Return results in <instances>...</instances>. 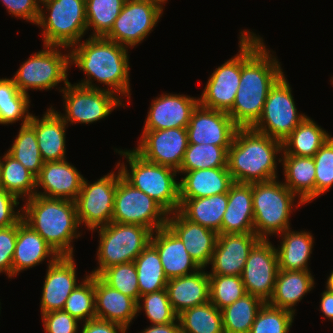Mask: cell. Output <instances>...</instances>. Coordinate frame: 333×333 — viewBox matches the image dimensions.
<instances>
[{
  "mask_svg": "<svg viewBox=\"0 0 333 333\" xmlns=\"http://www.w3.org/2000/svg\"><path fill=\"white\" fill-rule=\"evenodd\" d=\"M43 50L34 53L24 61L13 76L17 88L26 95L31 90H50L59 83L68 81L70 50L62 46L44 45ZM59 48L66 49L63 54Z\"/></svg>",
  "mask_w": 333,
  "mask_h": 333,
  "instance_id": "cell-9",
  "label": "cell"
},
{
  "mask_svg": "<svg viewBox=\"0 0 333 333\" xmlns=\"http://www.w3.org/2000/svg\"><path fill=\"white\" fill-rule=\"evenodd\" d=\"M140 333H181L178 318L167 324H151Z\"/></svg>",
  "mask_w": 333,
  "mask_h": 333,
  "instance_id": "cell-55",
  "label": "cell"
},
{
  "mask_svg": "<svg viewBox=\"0 0 333 333\" xmlns=\"http://www.w3.org/2000/svg\"><path fill=\"white\" fill-rule=\"evenodd\" d=\"M80 333H126L127 327L109 321L92 319L84 322Z\"/></svg>",
  "mask_w": 333,
  "mask_h": 333,
  "instance_id": "cell-54",
  "label": "cell"
},
{
  "mask_svg": "<svg viewBox=\"0 0 333 333\" xmlns=\"http://www.w3.org/2000/svg\"><path fill=\"white\" fill-rule=\"evenodd\" d=\"M254 232L252 183L234 182L228 192V204L222 218L221 234Z\"/></svg>",
  "mask_w": 333,
  "mask_h": 333,
  "instance_id": "cell-28",
  "label": "cell"
},
{
  "mask_svg": "<svg viewBox=\"0 0 333 333\" xmlns=\"http://www.w3.org/2000/svg\"><path fill=\"white\" fill-rule=\"evenodd\" d=\"M184 174L179 181L180 198H203L228 193L234 183L227 167L193 171H178Z\"/></svg>",
  "mask_w": 333,
  "mask_h": 333,
  "instance_id": "cell-30",
  "label": "cell"
},
{
  "mask_svg": "<svg viewBox=\"0 0 333 333\" xmlns=\"http://www.w3.org/2000/svg\"><path fill=\"white\" fill-rule=\"evenodd\" d=\"M282 151V141L252 128H238L227 151V169L239 183L278 179L277 161L281 163L278 155Z\"/></svg>",
  "mask_w": 333,
  "mask_h": 333,
  "instance_id": "cell-3",
  "label": "cell"
},
{
  "mask_svg": "<svg viewBox=\"0 0 333 333\" xmlns=\"http://www.w3.org/2000/svg\"><path fill=\"white\" fill-rule=\"evenodd\" d=\"M283 184L304 204L315 200V162L313 157L282 155Z\"/></svg>",
  "mask_w": 333,
  "mask_h": 333,
  "instance_id": "cell-33",
  "label": "cell"
},
{
  "mask_svg": "<svg viewBox=\"0 0 333 333\" xmlns=\"http://www.w3.org/2000/svg\"><path fill=\"white\" fill-rule=\"evenodd\" d=\"M45 333H78L79 321L63 310L41 314Z\"/></svg>",
  "mask_w": 333,
  "mask_h": 333,
  "instance_id": "cell-51",
  "label": "cell"
},
{
  "mask_svg": "<svg viewBox=\"0 0 333 333\" xmlns=\"http://www.w3.org/2000/svg\"><path fill=\"white\" fill-rule=\"evenodd\" d=\"M96 319L114 322L127 328L138 316L137 302L107 285L94 275Z\"/></svg>",
  "mask_w": 333,
  "mask_h": 333,
  "instance_id": "cell-27",
  "label": "cell"
},
{
  "mask_svg": "<svg viewBox=\"0 0 333 333\" xmlns=\"http://www.w3.org/2000/svg\"><path fill=\"white\" fill-rule=\"evenodd\" d=\"M43 117L31 115L29 124L35 129L38 148L44 162L65 160L67 123L51 106Z\"/></svg>",
  "mask_w": 333,
  "mask_h": 333,
  "instance_id": "cell-26",
  "label": "cell"
},
{
  "mask_svg": "<svg viewBox=\"0 0 333 333\" xmlns=\"http://www.w3.org/2000/svg\"><path fill=\"white\" fill-rule=\"evenodd\" d=\"M60 256L53 248L22 219L17 223V240L12 259V278L48 259V264Z\"/></svg>",
  "mask_w": 333,
  "mask_h": 333,
  "instance_id": "cell-25",
  "label": "cell"
},
{
  "mask_svg": "<svg viewBox=\"0 0 333 333\" xmlns=\"http://www.w3.org/2000/svg\"><path fill=\"white\" fill-rule=\"evenodd\" d=\"M137 310L138 314L144 310L151 324L172 323L178 317L171 306L166 289L140 296Z\"/></svg>",
  "mask_w": 333,
  "mask_h": 333,
  "instance_id": "cell-48",
  "label": "cell"
},
{
  "mask_svg": "<svg viewBox=\"0 0 333 333\" xmlns=\"http://www.w3.org/2000/svg\"><path fill=\"white\" fill-rule=\"evenodd\" d=\"M323 293H321V301H320V311L324 314L323 318H327L333 321V291L329 290L325 287Z\"/></svg>",
  "mask_w": 333,
  "mask_h": 333,
  "instance_id": "cell-56",
  "label": "cell"
},
{
  "mask_svg": "<svg viewBox=\"0 0 333 333\" xmlns=\"http://www.w3.org/2000/svg\"><path fill=\"white\" fill-rule=\"evenodd\" d=\"M280 245L276 249L280 270L310 271V260L314 246V237L309 231L287 229L281 234Z\"/></svg>",
  "mask_w": 333,
  "mask_h": 333,
  "instance_id": "cell-32",
  "label": "cell"
},
{
  "mask_svg": "<svg viewBox=\"0 0 333 333\" xmlns=\"http://www.w3.org/2000/svg\"><path fill=\"white\" fill-rule=\"evenodd\" d=\"M315 162V199L333 186V136L313 156Z\"/></svg>",
  "mask_w": 333,
  "mask_h": 333,
  "instance_id": "cell-49",
  "label": "cell"
},
{
  "mask_svg": "<svg viewBox=\"0 0 333 333\" xmlns=\"http://www.w3.org/2000/svg\"><path fill=\"white\" fill-rule=\"evenodd\" d=\"M30 96L21 92L13 78H0V124H12L22 120L21 126L28 124Z\"/></svg>",
  "mask_w": 333,
  "mask_h": 333,
  "instance_id": "cell-37",
  "label": "cell"
},
{
  "mask_svg": "<svg viewBox=\"0 0 333 333\" xmlns=\"http://www.w3.org/2000/svg\"><path fill=\"white\" fill-rule=\"evenodd\" d=\"M238 128L227 112L198 104L186 127L188 143L231 146Z\"/></svg>",
  "mask_w": 333,
  "mask_h": 333,
  "instance_id": "cell-18",
  "label": "cell"
},
{
  "mask_svg": "<svg viewBox=\"0 0 333 333\" xmlns=\"http://www.w3.org/2000/svg\"><path fill=\"white\" fill-rule=\"evenodd\" d=\"M283 181L274 179L267 182L252 183V204L254 212V233L260 238L269 240V236L281 234L290 229L292 208L303 205L296 201ZM298 204V205H297Z\"/></svg>",
  "mask_w": 333,
  "mask_h": 333,
  "instance_id": "cell-6",
  "label": "cell"
},
{
  "mask_svg": "<svg viewBox=\"0 0 333 333\" xmlns=\"http://www.w3.org/2000/svg\"><path fill=\"white\" fill-rule=\"evenodd\" d=\"M99 277L107 285L133 298L138 303L140 293L134 261L111 266L105 269Z\"/></svg>",
  "mask_w": 333,
  "mask_h": 333,
  "instance_id": "cell-46",
  "label": "cell"
},
{
  "mask_svg": "<svg viewBox=\"0 0 333 333\" xmlns=\"http://www.w3.org/2000/svg\"><path fill=\"white\" fill-rule=\"evenodd\" d=\"M150 243L158 251L168 280L189 275L201 269L185 249L181 239L167 226L152 232Z\"/></svg>",
  "mask_w": 333,
  "mask_h": 333,
  "instance_id": "cell-24",
  "label": "cell"
},
{
  "mask_svg": "<svg viewBox=\"0 0 333 333\" xmlns=\"http://www.w3.org/2000/svg\"><path fill=\"white\" fill-rule=\"evenodd\" d=\"M229 148L213 144H188L179 171L227 167Z\"/></svg>",
  "mask_w": 333,
  "mask_h": 333,
  "instance_id": "cell-42",
  "label": "cell"
},
{
  "mask_svg": "<svg viewBox=\"0 0 333 333\" xmlns=\"http://www.w3.org/2000/svg\"><path fill=\"white\" fill-rule=\"evenodd\" d=\"M19 198L5 190H0V228L17 224L22 219V206L17 211Z\"/></svg>",
  "mask_w": 333,
  "mask_h": 333,
  "instance_id": "cell-52",
  "label": "cell"
},
{
  "mask_svg": "<svg viewBox=\"0 0 333 333\" xmlns=\"http://www.w3.org/2000/svg\"><path fill=\"white\" fill-rule=\"evenodd\" d=\"M17 240V224L0 228V273L12 278V259Z\"/></svg>",
  "mask_w": 333,
  "mask_h": 333,
  "instance_id": "cell-50",
  "label": "cell"
},
{
  "mask_svg": "<svg viewBox=\"0 0 333 333\" xmlns=\"http://www.w3.org/2000/svg\"><path fill=\"white\" fill-rule=\"evenodd\" d=\"M168 215L158 202L119 177L111 222L137 224L154 232L166 226Z\"/></svg>",
  "mask_w": 333,
  "mask_h": 333,
  "instance_id": "cell-13",
  "label": "cell"
},
{
  "mask_svg": "<svg viewBox=\"0 0 333 333\" xmlns=\"http://www.w3.org/2000/svg\"><path fill=\"white\" fill-rule=\"evenodd\" d=\"M326 287L333 291V270L331 271L330 275L327 277Z\"/></svg>",
  "mask_w": 333,
  "mask_h": 333,
  "instance_id": "cell-57",
  "label": "cell"
},
{
  "mask_svg": "<svg viewBox=\"0 0 333 333\" xmlns=\"http://www.w3.org/2000/svg\"><path fill=\"white\" fill-rule=\"evenodd\" d=\"M150 1L156 2L164 7V4H166L167 3L166 1H168V0H150Z\"/></svg>",
  "mask_w": 333,
  "mask_h": 333,
  "instance_id": "cell-58",
  "label": "cell"
},
{
  "mask_svg": "<svg viewBox=\"0 0 333 333\" xmlns=\"http://www.w3.org/2000/svg\"><path fill=\"white\" fill-rule=\"evenodd\" d=\"M77 285L73 256H60L48 264L40 301L41 314L63 310L68 296Z\"/></svg>",
  "mask_w": 333,
  "mask_h": 333,
  "instance_id": "cell-20",
  "label": "cell"
},
{
  "mask_svg": "<svg viewBox=\"0 0 333 333\" xmlns=\"http://www.w3.org/2000/svg\"><path fill=\"white\" fill-rule=\"evenodd\" d=\"M115 150L129 163V169L124 162L117 163L121 176L128 183L158 202L169 214L179 210L180 188L175 177L178 171L149 162L134 150Z\"/></svg>",
  "mask_w": 333,
  "mask_h": 333,
  "instance_id": "cell-5",
  "label": "cell"
},
{
  "mask_svg": "<svg viewBox=\"0 0 333 333\" xmlns=\"http://www.w3.org/2000/svg\"><path fill=\"white\" fill-rule=\"evenodd\" d=\"M163 9V6L150 0H126L111 30L104 37L134 48L156 27Z\"/></svg>",
  "mask_w": 333,
  "mask_h": 333,
  "instance_id": "cell-14",
  "label": "cell"
},
{
  "mask_svg": "<svg viewBox=\"0 0 333 333\" xmlns=\"http://www.w3.org/2000/svg\"><path fill=\"white\" fill-rule=\"evenodd\" d=\"M150 104L143 130L186 128L193 110L199 104L196 97L163 93Z\"/></svg>",
  "mask_w": 333,
  "mask_h": 333,
  "instance_id": "cell-21",
  "label": "cell"
},
{
  "mask_svg": "<svg viewBox=\"0 0 333 333\" xmlns=\"http://www.w3.org/2000/svg\"><path fill=\"white\" fill-rule=\"evenodd\" d=\"M166 226L181 239L201 268L209 265L217 242L216 231L189 221L179 211L168 215Z\"/></svg>",
  "mask_w": 333,
  "mask_h": 333,
  "instance_id": "cell-23",
  "label": "cell"
},
{
  "mask_svg": "<svg viewBox=\"0 0 333 333\" xmlns=\"http://www.w3.org/2000/svg\"><path fill=\"white\" fill-rule=\"evenodd\" d=\"M25 202L22 220L59 256H74L73 240L81 236L75 201L34 195Z\"/></svg>",
  "mask_w": 333,
  "mask_h": 333,
  "instance_id": "cell-4",
  "label": "cell"
},
{
  "mask_svg": "<svg viewBox=\"0 0 333 333\" xmlns=\"http://www.w3.org/2000/svg\"><path fill=\"white\" fill-rule=\"evenodd\" d=\"M247 294L241 276L209 275V301L219 310Z\"/></svg>",
  "mask_w": 333,
  "mask_h": 333,
  "instance_id": "cell-45",
  "label": "cell"
},
{
  "mask_svg": "<svg viewBox=\"0 0 333 333\" xmlns=\"http://www.w3.org/2000/svg\"><path fill=\"white\" fill-rule=\"evenodd\" d=\"M228 204V193L203 198H180L179 212L189 221L221 234L222 218Z\"/></svg>",
  "mask_w": 333,
  "mask_h": 333,
  "instance_id": "cell-34",
  "label": "cell"
},
{
  "mask_svg": "<svg viewBox=\"0 0 333 333\" xmlns=\"http://www.w3.org/2000/svg\"><path fill=\"white\" fill-rule=\"evenodd\" d=\"M126 0H85L89 36H105L119 16Z\"/></svg>",
  "mask_w": 333,
  "mask_h": 333,
  "instance_id": "cell-43",
  "label": "cell"
},
{
  "mask_svg": "<svg viewBox=\"0 0 333 333\" xmlns=\"http://www.w3.org/2000/svg\"><path fill=\"white\" fill-rule=\"evenodd\" d=\"M260 240L254 232L218 234L208 275L241 276L250 251Z\"/></svg>",
  "mask_w": 333,
  "mask_h": 333,
  "instance_id": "cell-19",
  "label": "cell"
},
{
  "mask_svg": "<svg viewBox=\"0 0 333 333\" xmlns=\"http://www.w3.org/2000/svg\"><path fill=\"white\" fill-rule=\"evenodd\" d=\"M7 153L19 161L35 177L41 171L44 161L38 148L35 129L28 123L22 125Z\"/></svg>",
  "mask_w": 333,
  "mask_h": 333,
  "instance_id": "cell-41",
  "label": "cell"
},
{
  "mask_svg": "<svg viewBox=\"0 0 333 333\" xmlns=\"http://www.w3.org/2000/svg\"><path fill=\"white\" fill-rule=\"evenodd\" d=\"M204 268L185 276L168 280L166 290L174 312L209 302V275Z\"/></svg>",
  "mask_w": 333,
  "mask_h": 333,
  "instance_id": "cell-29",
  "label": "cell"
},
{
  "mask_svg": "<svg viewBox=\"0 0 333 333\" xmlns=\"http://www.w3.org/2000/svg\"><path fill=\"white\" fill-rule=\"evenodd\" d=\"M294 315L267 302L260 308L249 333H289Z\"/></svg>",
  "mask_w": 333,
  "mask_h": 333,
  "instance_id": "cell-47",
  "label": "cell"
},
{
  "mask_svg": "<svg viewBox=\"0 0 333 333\" xmlns=\"http://www.w3.org/2000/svg\"><path fill=\"white\" fill-rule=\"evenodd\" d=\"M85 276L70 293L63 308V311L83 322L96 318L94 275L86 274Z\"/></svg>",
  "mask_w": 333,
  "mask_h": 333,
  "instance_id": "cell-44",
  "label": "cell"
},
{
  "mask_svg": "<svg viewBox=\"0 0 333 333\" xmlns=\"http://www.w3.org/2000/svg\"><path fill=\"white\" fill-rule=\"evenodd\" d=\"M83 175L66 159L44 162L36 177V195L75 201L80 193Z\"/></svg>",
  "mask_w": 333,
  "mask_h": 333,
  "instance_id": "cell-22",
  "label": "cell"
},
{
  "mask_svg": "<svg viewBox=\"0 0 333 333\" xmlns=\"http://www.w3.org/2000/svg\"><path fill=\"white\" fill-rule=\"evenodd\" d=\"M117 168L118 173L111 171L94 183L83 179L80 193L75 200L77 219L79 225H84L92 232L108 225L112 220L117 181L121 176L116 165V170Z\"/></svg>",
  "mask_w": 333,
  "mask_h": 333,
  "instance_id": "cell-12",
  "label": "cell"
},
{
  "mask_svg": "<svg viewBox=\"0 0 333 333\" xmlns=\"http://www.w3.org/2000/svg\"><path fill=\"white\" fill-rule=\"evenodd\" d=\"M69 50L70 66L75 65L86 75L75 84L91 89H104L118 97L131 99L128 47L103 36H89ZM94 80L107 88L93 84Z\"/></svg>",
  "mask_w": 333,
  "mask_h": 333,
  "instance_id": "cell-2",
  "label": "cell"
},
{
  "mask_svg": "<svg viewBox=\"0 0 333 333\" xmlns=\"http://www.w3.org/2000/svg\"><path fill=\"white\" fill-rule=\"evenodd\" d=\"M59 91L63 94L65 113L56 112L67 125L91 124L105 119L119 106H125L123 98L104 89H91L68 82Z\"/></svg>",
  "mask_w": 333,
  "mask_h": 333,
  "instance_id": "cell-11",
  "label": "cell"
},
{
  "mask_svg": "<svg viewBox=\"0 0 333 333\" xmlns=\"http://www.w3.org/2000/svg\"><path fill=\"white\" fill-rule=\"evenodd\" d=\"M1 188L26 200L36 195V177L7 152L0 156Z\"/></svg>",
  "mask_w": 333,
  "mask_h": 333,
  "instance_id": "cell-36",
  "label": "cell"
},
{
  "mask_svg": "<svg viewBox=\"0 0 333 333\" xmlns=\"http://www.w3.org/2000/svg\"><path fill=\"white\" fill-rule=\"evenodd\" d=\"M240 34V86L228 114L239 128H251L262 114L271 87L284 72L262 37L246 29Z\"/></svg>",
  "mask_w": 333,
  "mask_h": 333,
  "instance_id": "cell-1",
  "label": "cell"
},
{
  "mask_svg": "<svg viewBox=\"0 0 333 333\" xmlns=\"http://www.w3.org/2000/svg\"><path fill=\"white\" fill-rule=\"evenodd\" d=\"M140 296L166 289L168 282L156 248L149 245L134 260Z\"/></svg>",
  "mask_w": 333,
  "mask_h": 333,
  "instance_id": "cell-38",
  "label": "cell"
},
{
  "mask_svg": "<svg viewBox=\"0 0 333 333\" xmlns=\"http://www.w3.org/2000/svg\"><path fill=\"white\" fill-rule=\"evenodd\" d=\"M40 4L36 25L43 29V45L70 49L82 41L87 32L85 0H40Z\"/></svg>",
  "mask_w": 333,
  "mask_h": 333,
  "instance_id": "cell-7",
  "label": "cell"
},
{
  "mask_svg": "<svg viewBox=\"0 0 333 333\" xmlns=\"http://www.w3.org/2000/svg\"><path fill=\"white\" fill-rule=\"evenodd\" d=\"M239 38L238 53L213 70L198 97L202 107L227 113L232 109L241 77V35Z\"/></svg>",
  "mask_w": 333,
  "mask_h": 333,
  "instance_id": "cell-17",
  "label": "cell"
},
{
  "mask_svg": "<svg viewBox=\"0 0 333 333\" xmlns=\"http://www.w3.org/2000/svg\"><path fill=\"white\" fill-rule=\"evenodd\" d=\"M276 246L261 239L250 251L241 279L248 294L264 302L271 298L279 270Z\"/></svg>",
  "mask_w": 333,
  "mask_h": 333,
  "instance_id": "cell-16",
  "label": "cell"
},
{
  "mask_svg": "<svg viewBox=\"0 0 333 333\" xmlns=\"http://www.w3.org/2000/svg\"><path fill=\"white\" fill-rule=\"evenodd\" d=\"M8 14L36 24L39 18L40 0H1Z\"/></svg>",
  "mask_w": 333,
  "mask_h": 333,
  "instance_id": "cell-53",
  "label": "cell"
},
{
  "mask_svg": "<svg viewBox=\"0 0 333 333\" xmlns=\"http://www.w3.org/2000/svg\"><path fill=\"white\" fill-rule=\"evenodd\" d=\"M293 98L290 83L283 74L271 87L262 114L251 128L283 141L307 116L298 113Z\"/></svg>",
  "mask_w": 333,
  "mask_h": 333,
  "instance_id": "cell-10",
  "label": "cell"
},
{
  "mask_svg": "<svg viewBox=\"0 0 333 333\" xmlns=\"http://www.w3.org/2000/svg\"><path fill=\"white\" fill-rule=\"evenodd\" d=\"M133 150L145 160L179 171L188 147L186 128L143 130Z\"/></svg>",
  "mask_w": 333,
  "mask_h": 333,
  "instance_id": "cell-15",
  "label": "cell"
},
{
  "mask_svg": "<svg viewBox=\"0 0 333 333\" xmlns=\"http://www.w3.org/2000/svg\"><path fill=\"white\" fill-rule=\"evenodd\" d=\"M264 301L251 294H245L221 310L224 333H249Z\"/></svg>",
  "mask_w": 333,
  "mask_h": 333,
  "instance_id": "cell-39",
  "label": "cell"
},
{
  "mask_svg": "<svg viewBox=\"0 0 333 333\" xmlns=\"http://www.w3.org/2000/svg\"><path fill=\"white\" fill-rule=\"evenodd\" d=\"M331 135L314 120L305 119L282 141L281 155L313 157Z\"/></svg>",
  "mask_w": 333,
  "mask_h": 333,
  "instance_id": "cell-35",
  "label": "cell"
},
{
  "mask_svg": "<svg viewBox=\"0 0 333 333\" xmlns=\"http://www.w3.org/2000/svg\"><path fill=\"white\" fill-rule=\"evenodd\" d=\"M311 271L278 270L273 294L267 302L271 306L288 310L295 314L296 304L306 293L314 289Z\"/></svg>",
  "mask_w": 333,
  "mask_h": 333,
  "instance_id": "cell-31",
  "label": "cell"
},
{
  "mask_svg": "<svg viewBox=\"0 0 333 333\" xmlns=\"http://www.w3.org/2000/svg\"><path fill=\"white\" fill-rule=\"evenodd\" d=\"M181 333H224L222 313L210 301L178 314Z\"/></svg>",
  "mask_w": 333,
  "mask_h": 333,
  "instance_id": "cell-40",
  "label": "cell"
},
{
  "mask_svg": "<svg viewBox=\"0 0 333 333\" xmlns=\"http://www.w3.org/2000/svg\"><path fill=\"white\" fill-rule=\"evenodd\" d=\"M95 230L100 238L96 252L98 266L90 274L96 276L111 266L134 261L149 245L152 235L145 226L116 222Z\"/></svg>",
  "mask_w": 333,
  "mask_h": 333,
  "instance_id": "cell-8",
  "label": "cell"
}]
</instances>
